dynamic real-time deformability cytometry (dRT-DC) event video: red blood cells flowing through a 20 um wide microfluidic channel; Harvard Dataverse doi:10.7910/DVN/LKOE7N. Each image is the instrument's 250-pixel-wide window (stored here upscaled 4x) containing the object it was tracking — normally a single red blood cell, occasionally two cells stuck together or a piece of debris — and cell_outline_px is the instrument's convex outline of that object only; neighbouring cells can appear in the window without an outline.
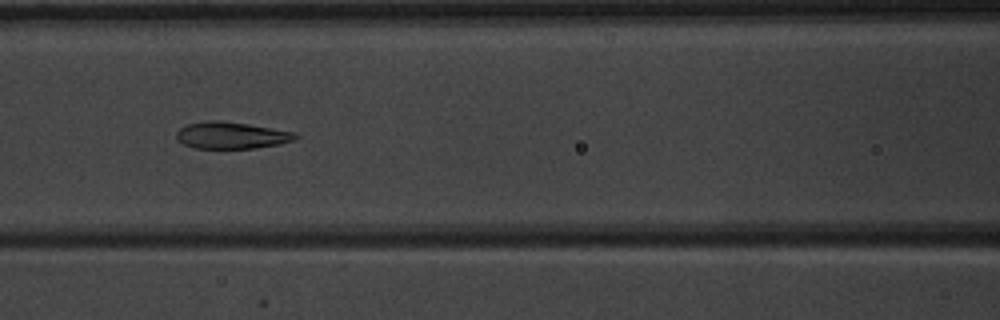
{"species": "common noctule bat (a hibernating species)", "species_latin": "Nyctalus noctula", "temperature_condition": "warm", "stored_images_in_passage": 51, "camera_frame_rate_fps": 3000, "um_per_image_px": 0.085, "animal": {"sex": "male", "body_mass_g": 20.1, "forearm_length_mm": 53.5}, "frame": {"image": 1, "passage_image": 23, "time_ms": 7.333, "image_size_px": [1000, 320], "cell_outline_px": [[300, 136], [296, 140], [280, 144], [256, 148], [196, 148], [184, 144], [176, 140], [176, 132], [180, 128], [188, 124], [208, 120], [220, 120], [248, 124], [292, 132]], "centroid_in_image_um": [19.66, 11.5], "position_along_channel_um": 146.9, "area_um2": 18.55}}
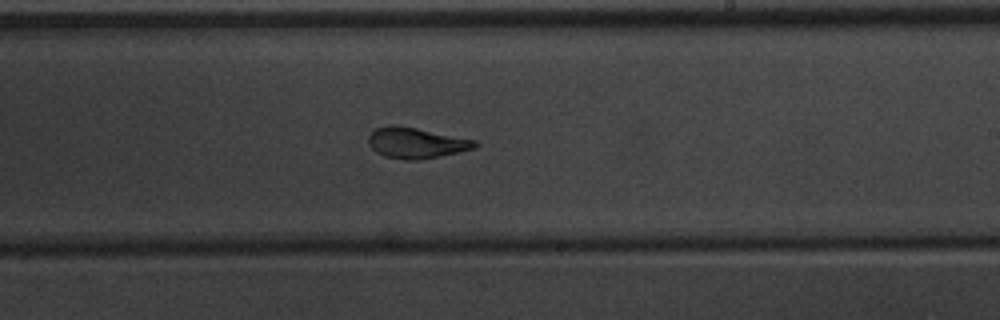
{"frame": {"image": 2, "passage_image": 31, "time_ms": 10.0, "image_size_px": [1000, 320], "cell_outline_px": [[480, 144], [476, 148], [440, 156], [420, 160], [404, 160], [384, 156], [376, 152], [368, 144], [368, 136], [376, 128], [392, 124], [396, 124], [476, 140]], "centroid_in_image_um": [35.37, 12.15], "position_along_channel_um": 253.6, "area_um2": 19.19}}
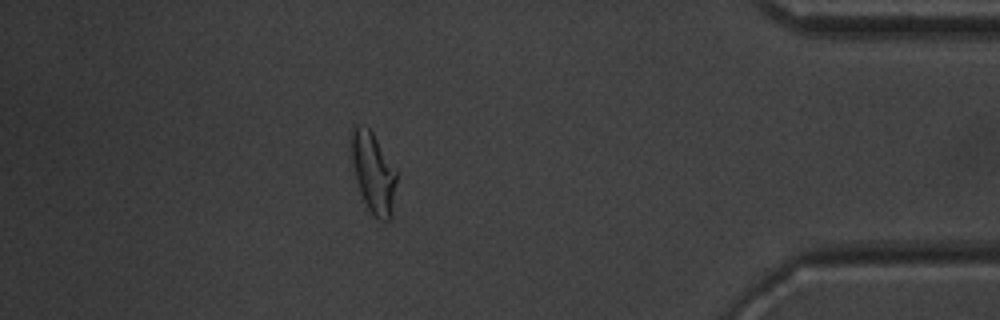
{"frame": {"image": 3, "passage_image": 45, "time_ms": 14.667, "image_size_px": [1000, 320], "cell_outline_px": [[396, 180], [392, 216], [388, 220], [380, 220], [372, 216], [364, 200], [356, 180], [352, 164], [348, 144], [348, 140], [352, 124], [356, 124], [368, 128], [372, 132], [396, 168]], "centroid_in_image_um": [31.69, 14.61], "position_along_channel_um": 403.5, "area_um2": 21.68}, "authors_computed_cell_mechanics": {"area_um2": 20.3456, "velocity_mm_per_s": 4.0123, "shape_relaxation_time_tau1_ms": 6.4779, "shape_relaxation_time_tau2_ms": 1.2862, "deformation_change_tau1": 0.2025, "deformation_change_tau2": 0.0877}}